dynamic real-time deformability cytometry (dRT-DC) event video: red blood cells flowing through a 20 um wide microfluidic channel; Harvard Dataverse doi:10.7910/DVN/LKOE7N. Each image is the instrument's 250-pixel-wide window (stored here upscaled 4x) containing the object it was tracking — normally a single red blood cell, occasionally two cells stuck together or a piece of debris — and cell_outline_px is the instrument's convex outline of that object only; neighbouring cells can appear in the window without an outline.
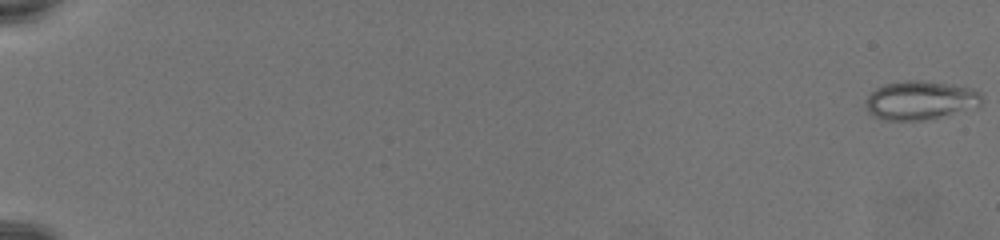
{"species": "common noctule bat (a hibernating species)", "species_latin": "Nyctalus noctula", "temperature_condition": "warm", "stored_images_in_passage": 80, "camera_frame_rate_fps": 3000, "um_per_image_px": 0.085, "animal": {"sex": "female", "body_mass_g": 19.5, "forearm_length_mm": 54.1}, "frame": {"image": 1, "passage_image": 1, "time_ms": 0.0, "image_size_px": [1000, 240], "cell_outline_px": [[984, 100], [980, 104], [940, 116], [924, 120], [880, 120], [868, 112], [864, 104], [864, 100], [876, 88], [884, 84], [904, 80], [920, 80], [952, 84], [972, 88], [980, 92]], "centroid_in_image_um": [78.16, 8.5], "position_along_channel_um": 6.8, "area_um2": 26.13}}
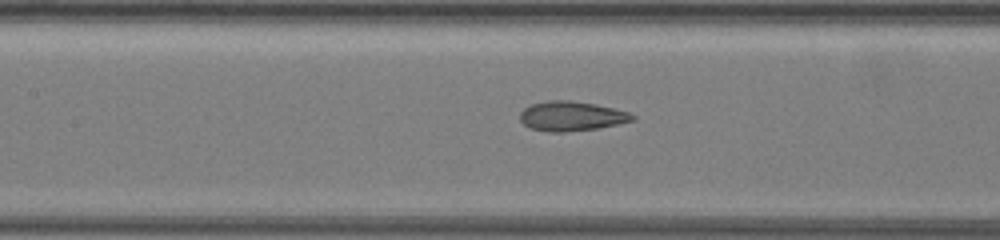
{"frame": {"image": 2, "passage_image": 42, "time_ms": 13.667, "image_size_px": [1000, 240], "cell_outline_px": [[636, 120], [596, 128], [564, 132], [548, 132], [528, 128], [520, 120], [520, 112], [524, 108], [532, 104], [548, 100], [572, 100], [596, 104], [628, 112], [636, 116]], "centroid_in_image_um": [48.55, 9.87], "position_along_channel_um": 158.9, "area_um2": 19.42}}
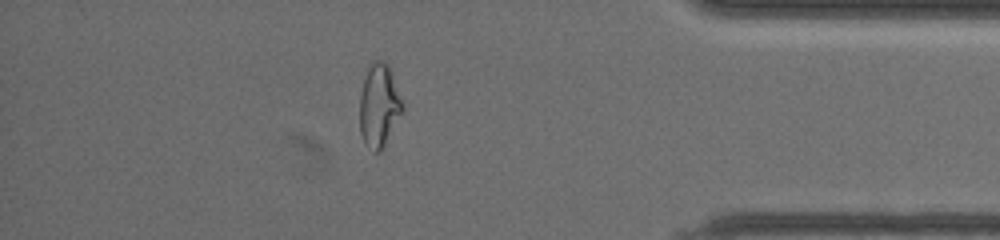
{"frame": {"image": 3, "passage_image": 71, "time_ms": 23.333, "image_size_px": [1000, 240], "cell_outline_px": [[404, 108], [380, 152], [372, 152], [364, 144], [360, 132], [360, 92], [368, 68], [372, 60], [384, 60], [388, 64], [392, 72], [404, 104]], "centroid_in_image_um": [32.22, 8.95], "position_along_channel_um": 403.0, "area_um2": 20.81}}